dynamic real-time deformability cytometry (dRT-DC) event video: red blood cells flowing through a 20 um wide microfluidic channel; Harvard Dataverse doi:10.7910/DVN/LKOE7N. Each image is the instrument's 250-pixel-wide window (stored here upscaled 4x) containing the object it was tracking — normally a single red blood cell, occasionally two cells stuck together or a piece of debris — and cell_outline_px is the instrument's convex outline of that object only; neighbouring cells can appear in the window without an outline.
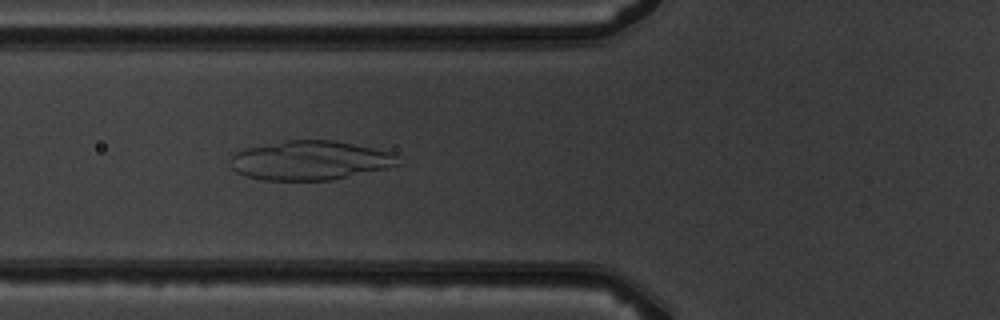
{"species": "common noctule bat (a hibernating species)", "species_latin": "Nyctalus noctula", "temperature_condition": "warm", "stored_images_in_passage": 6, "camera_frame_rate_fps": 3000, "um_per_image_px": 0.085, "animal": {"sex": "male", "body_mass_g": 19.5, "forearm_length_mm": 54.6}, "frame": {"image": 1, "passage_image": 6, "time_ms": 5.667, "image_size_px": [1000, 320], "cell_outline_px": [[400, 164], [384, 168], [332, 180], [264, 180], [248, 176], [236, 172], [232, 168], [228, 160], [236, 152], [244, 148], [284, 140], [332, 140], [372, 148], [388, 152], [396, 156]], "centroid_in_image_um": [26.27, 13.63], "position_along_channel_um": 99.5, "area_um2": 37.97}}